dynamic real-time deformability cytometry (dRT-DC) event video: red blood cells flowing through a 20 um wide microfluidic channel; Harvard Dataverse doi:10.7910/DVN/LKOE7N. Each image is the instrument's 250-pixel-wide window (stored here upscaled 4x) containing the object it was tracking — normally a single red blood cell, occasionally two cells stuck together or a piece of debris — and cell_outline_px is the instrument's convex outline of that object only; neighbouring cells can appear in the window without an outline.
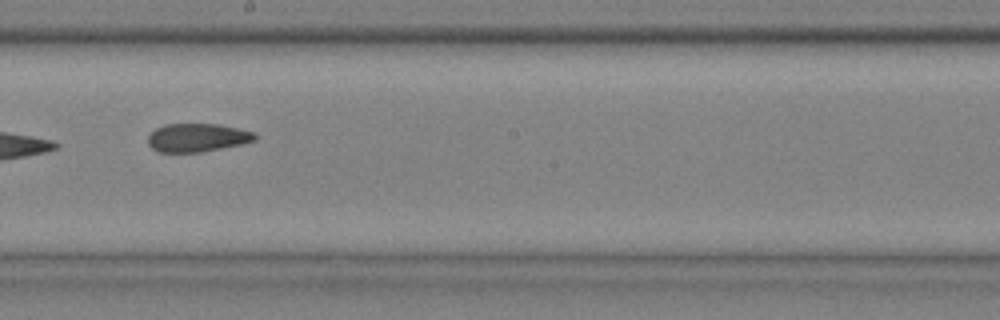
{"species": "common noctule bat (a hibernating species)", "species_latin": "Nyctalus noctula", "temperature_condition": "cold", "stored_images_in_passage": 9, "camera_frame_rate_fps": 3000, "um_per_image_px": 0.085, "animal": {"sex": "male", "body_mass_g": 20.4}, "frame": {"image": 1, "passage_image": 9, "time_ms": 2.667, "image_size_px": [1000, 320], "cell_outline_px": [[256, 140], [240, 144], [200, 152], [156, 152], [148, 144], [148, 136], [156, 128], [164, 124], [220, 124], [256, 132]], "centroid_in_image_um": [16.76, 11.69], "position_along_channel_um": 231.4, "area_um2": 17.69}}